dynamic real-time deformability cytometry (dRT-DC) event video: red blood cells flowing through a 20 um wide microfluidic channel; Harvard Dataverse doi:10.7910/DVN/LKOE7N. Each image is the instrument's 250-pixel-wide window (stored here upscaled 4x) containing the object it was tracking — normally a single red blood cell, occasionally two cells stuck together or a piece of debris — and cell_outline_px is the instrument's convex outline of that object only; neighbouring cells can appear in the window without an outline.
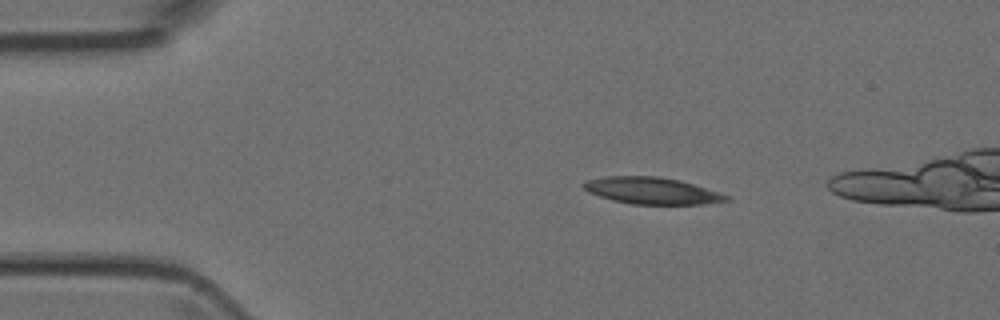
{"species": "Egyptian fruit bat (a non-hibernating species)", "species_latin": "Rousettus aegyptiacus", "temperature_condition": "room temperature", "stored_images_in_passage": 5, "segment_of_instrument_passage": [1, 2], "camera_frame_rate_fps": 3000, "um_per_image_px": 0.085, "animal": {"sex": "female"}, "frame": {"image": 1, "passage_image": 2, "time_ms": 1.333, "image_size_px": [1000, 320], "cell_outline_px": [[732, 200], [700, 204], [632, 204], [612, 200], [588, 192], [580, 184], [584, 180], [604, 176], [656, 176], [680, 180], [720, 192], [732, 196]], "centroid_in_image_um": [55.4, 16.2], "position_along_channel_um": 29.6, "area_um2": 22.43}}
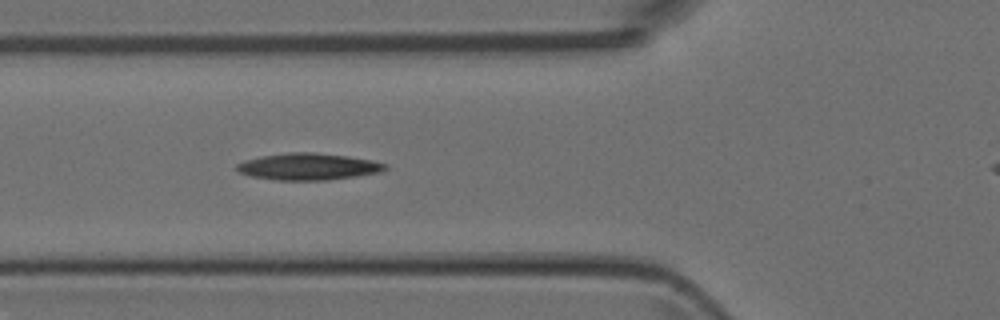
{"frame": {"image": 2, "passage_image": 4, "time_ms": 4.333, "image_size_px": [1000, 320], "cell_outline_px": [[388, 168], [380, 172], [356, 176], [328, 180], [276, 180], [252, 176], [240, 172], [236, 168], [236, 164], [244, 160], [260, 156], [288, 152], [312, 152], [348, 156], [388, 164]], "centroid_in_image_um": [26.19, 14.16], "position_along_channel_um": 99.6, "area_um2": 23.06}}